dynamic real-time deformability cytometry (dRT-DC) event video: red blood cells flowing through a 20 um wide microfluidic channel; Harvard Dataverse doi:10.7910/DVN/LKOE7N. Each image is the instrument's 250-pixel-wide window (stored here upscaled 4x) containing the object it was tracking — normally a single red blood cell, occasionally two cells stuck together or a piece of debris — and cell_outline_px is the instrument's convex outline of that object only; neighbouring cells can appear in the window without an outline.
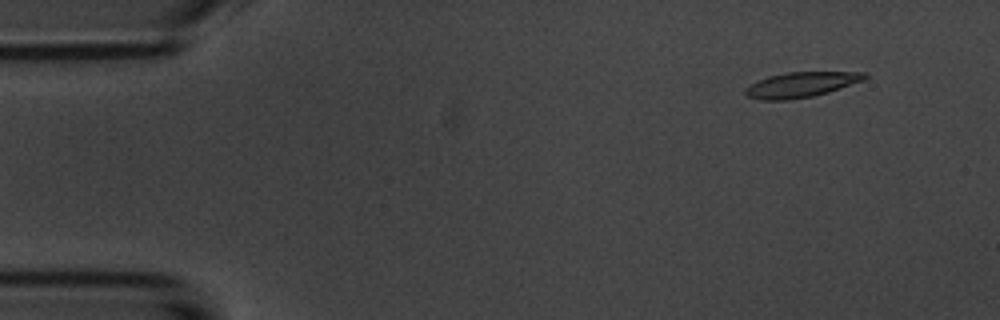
{"species": "common noctule bat (a hibernating species)", "species_latin": "Nyctalus noctula", "temperature_condition": "room temperature", "stored_images_in_passage": 6, "camera_frame_rate_fps": 3000, "um_per_image_px": 0.085, "animal": {"sex": "male", "body_mass_g": 20.1, "forearm_length_mm": 53.5}, "frame": {"image": 1, "passage_image": 1, "time_ms": 0.0, "image_size_px": [1000, 320], "cell_outline_px": [[868, 76], [864, 80], [828, 92], [812, 96], [788, 100], [764, 100], [748, 96], [744, 92], [744, 88], [768, 76], [788, 72], [868, 72]], "centroid_in_image_um": [68.12, 7.19], "position_along_channel_um": 16.9, "area_um2": 17.34}}
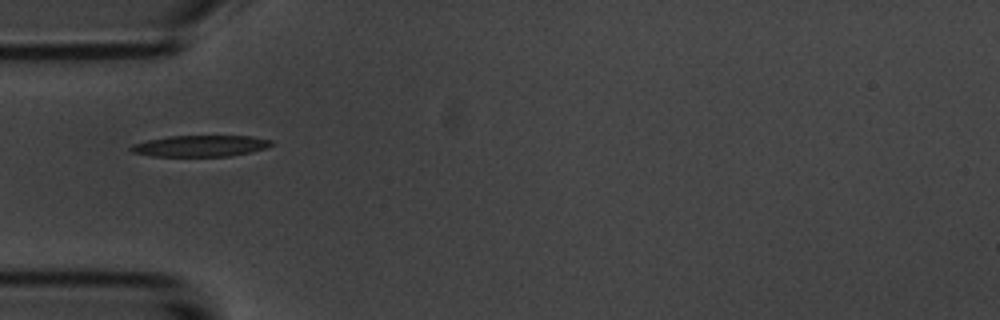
{"frame": {"image": 2, "passage_image": 4, "time_ms": 4.0, "image_size_px": [1000, 320], "cell_outline_px": [[272, 144], [268, 148], [252, 152], [228, 156], [152, 156], [132, 152], [128, 148], [132, 144], [148, 140], [168, 136], [252, 136], [272, 140]], "centroid_in_image_um": [17.04, 12.4], "position_along_channel_um": 68.0, "area_um2": 17.46}}
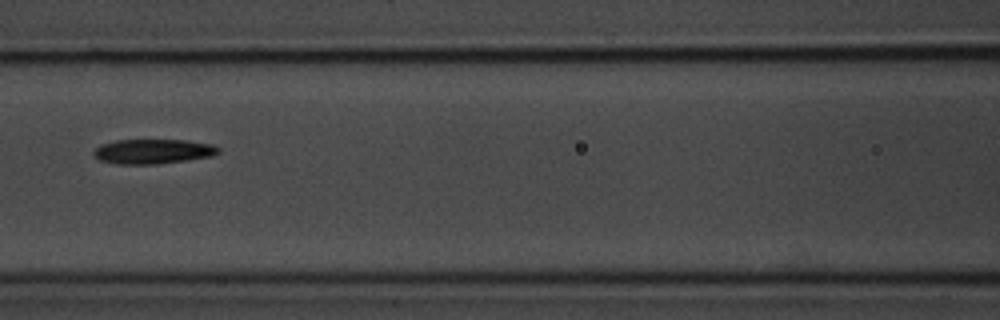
{"frame": {"image": 3, "passage_image": 6, "time_ms": 6.333, "image_size_px": [1000, 320], "cell_outline_px": [[220, 152], [212, 156], [188, 160], [156, 164], [116, 164], [100, 160], [92, 152], [100, 144], [116, 140], [188, 140], [212, 144], [220, 148]], "centroid_in_image_um": [13.02, 12.87], "position_along_channel_um": 153.6, "area_um2": 18.03}}